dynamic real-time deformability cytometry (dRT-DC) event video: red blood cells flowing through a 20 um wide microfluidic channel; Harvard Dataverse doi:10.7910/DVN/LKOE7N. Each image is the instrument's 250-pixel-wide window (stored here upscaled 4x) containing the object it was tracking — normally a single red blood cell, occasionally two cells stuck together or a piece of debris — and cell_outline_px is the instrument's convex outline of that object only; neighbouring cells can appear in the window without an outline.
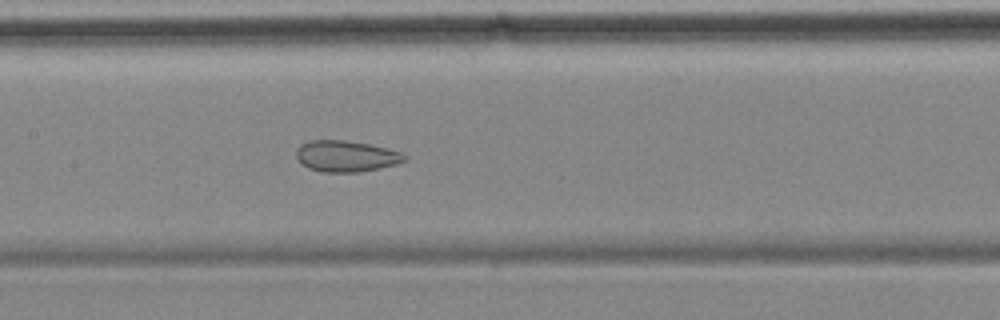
{"species": "common noctule bat (a hibernating species)", "species_latin": "Nyctalus noctula", "temperature_condition": "cold", "stored_images_in_passage": 56, "camera_frame_rate_fps": 3000, "um_per_image_px": 0.085, "animal": {"sex": "female", "body_mass_g": 18.4}, "frame": {"image": 1, "passage_image": 26, "time_ms": 8.333, "image_size_px": [1000, 320], "cell_outline_px": [[408, 160], [396, 164], [380, 168], [360, 172], [320, 172], [308, 168], [300, 164], [296, 156], [296, 148], [300, 144], [308, 140], [344, 140], [368, 144], [388, 148], [400, 152], [408, 156]], "centroid_in_image_um": [29.4, 13.28], "position_along_channel_um": 178.0, "area_um2": 20.0}}
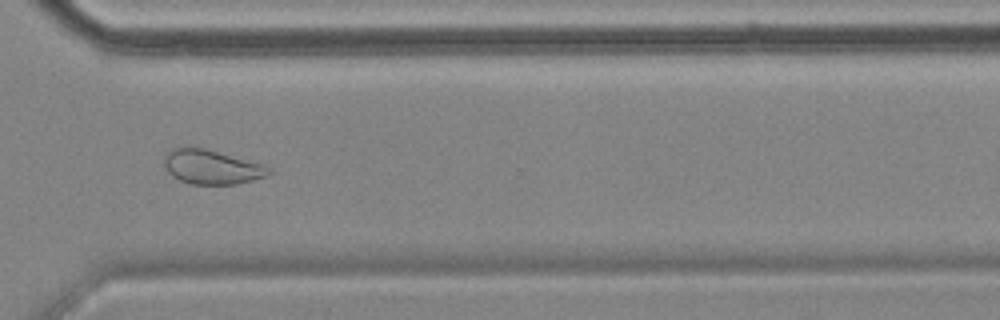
{"frame": {"image": 2, "passage_image": 41, "time_ms": 13.333, "image_size_px": [1000, 320], "cell_outline_px": [[272, 172], [264, 176], [252, 180], [236, 184], [192, 184], [180, 180], [172, 176], [168, 172], [164, 164], [164, 156], [172, 148], [188, 144], [204, 148], [264, 164], [272, 168]], "centroid_in_image_um": [17.96, 14.16], "position_along_channel_um": 352.6, "area_um2": 21.21}}
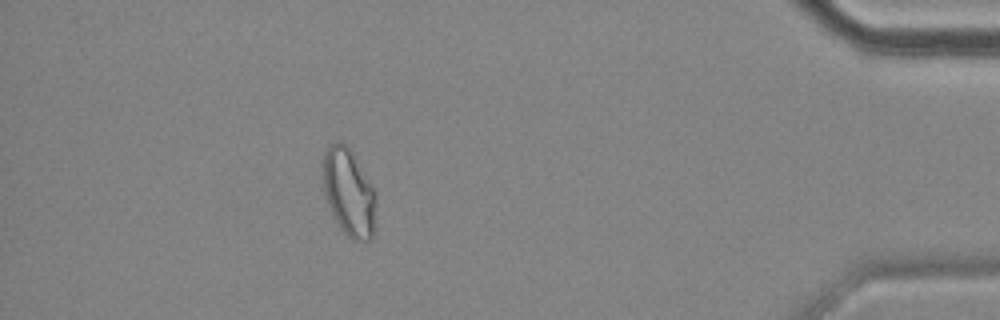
{"frame": {"image": 3, "passage_image": 50, "time_ms": 16.333, "image_size_px": [1000, 320], "cell_outline_px": [[376, 196], [372, 240], [352, 240], [340, 228], [332, 216], [324, 192], [324, 152], [328, 144], [340, 140], [352, 152], [376, 192]], "centroid_in_image_um": [29.65, 16.36], "position_along_channel_um": 405.6, "area_um2": 26.82}, "authors_computed_cell_mechanics": {"area_um2": 26.2412, "velocity_mm_per_s": 3.483, "shape_relaxation_time_tau1_ms": null, "shape_relaxation_time_tau2_ms": 1.9765, "deformation_change_tau1": null, "deformation_change_tau2": 0.0739}}